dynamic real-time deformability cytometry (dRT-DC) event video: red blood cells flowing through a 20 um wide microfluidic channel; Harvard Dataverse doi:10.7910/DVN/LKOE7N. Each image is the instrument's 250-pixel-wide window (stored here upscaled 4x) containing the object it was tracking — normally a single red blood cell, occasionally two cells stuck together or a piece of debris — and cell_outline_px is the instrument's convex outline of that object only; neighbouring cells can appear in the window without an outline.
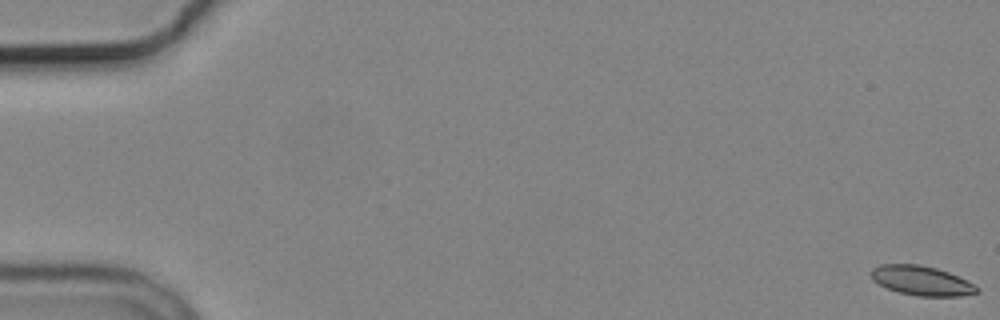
{"species": "common noctule bat (a hibernating species)", "species_latin": "Nyctalus noctula", "temperature_condition": "cold", "stored_images_in_passage": 5, "camera_frame_rate_fps": 3000, "um_per_image_px": 0.085, "animal": {"sex": "male", "body_mass_g": 19.2, "forearm_length_mm": 51.8}, "frame": {"image": 1, "passage_image": 1, "time_ms": 0.0, "image_size_px": [1000, 320], "cell_outline_px": [[980, 292], [960, 296], [916, 296], [900, 292], [888, 288], [872, 280], [872, 268], [880, 264], [920, 264], [936, 268], [948, 272], [980, 288]], "centroid_in_image_um": [78.33, 23.85], "position_along_channel_um": 6.7, "area_um2": 17.98}}
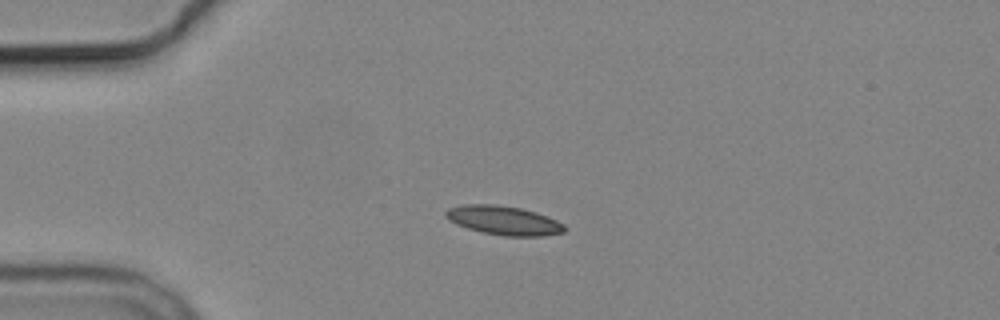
{"frame": {"image": 2, "passage_image": 4, "time_ms": 4.667, "image_size_px": [1000, 320], "cell_outline_px": [[568, 228], [564, 232], [544, 236], [504, 236], [484, 232], [468, 228], [456, 224], [448, 220], [444, 216], [444, 212], [448, 208], [460, 204], [496, 204], [520, 208], [536, 212], [548, 216], [564, 224]], "centroid_in_image_um": [42.81, 18.72], "position_along_channel_um": 42.2, "area_um2": 20.29}}